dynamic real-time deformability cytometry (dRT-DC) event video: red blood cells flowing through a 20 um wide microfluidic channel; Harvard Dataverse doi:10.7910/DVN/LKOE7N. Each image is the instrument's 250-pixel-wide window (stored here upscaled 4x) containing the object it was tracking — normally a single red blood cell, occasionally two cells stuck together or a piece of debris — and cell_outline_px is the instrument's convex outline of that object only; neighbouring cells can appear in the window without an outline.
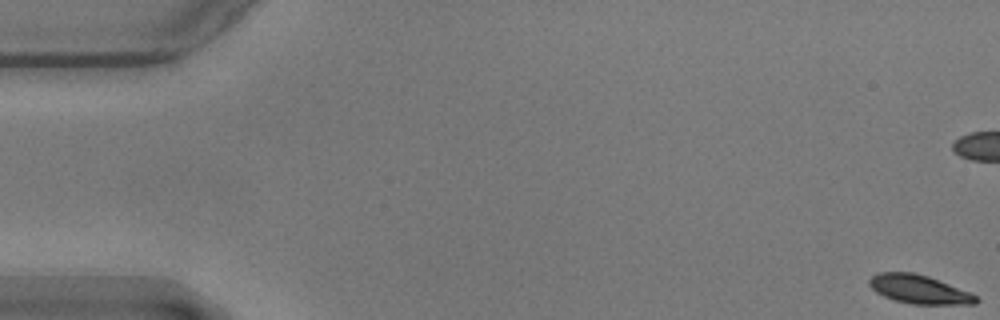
{"species": "common noctule bat (a hibernating species)", "species_latin": "Nyctalus noctula", "temperature_condition": "warm", "stored_images_in_passage": 58, "camera_frame_rate_fps": 3000, "um_per_image_px": 0.085, "animal": {"sex": "male", "body_mass_g": 17.9}, "frame": {"image": 1, "passage_image": 1, "time_ms": 0.0, "image_size_px": [1000, 320], "cell_outline_px": [[980, 300], [976, 304], [912, 304], [896, 300], [884, 296], [876, 292], [868, 284], [868, 280], [872, 276], [880, 272], [912, 272], [928, 276], [968, 292], [976, 296]], "centroid_in_image_um": [78.1, 24.59], "position_along_channel_um": 6.9, "area_um2": 17.57}}
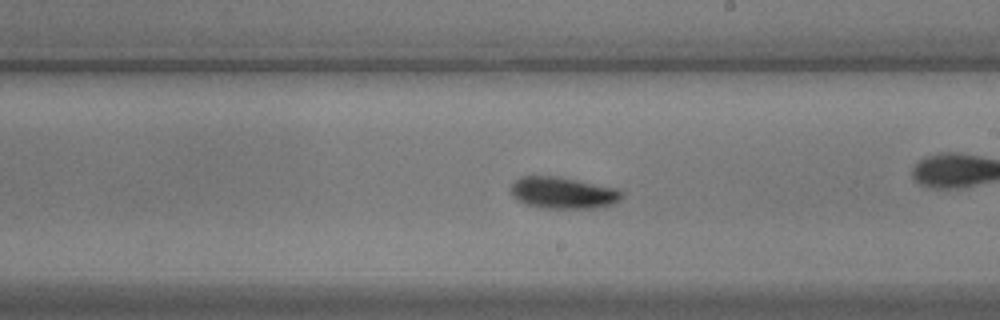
{"frame": {"image": 2, "passage_image": 33, "time_ms": 10.667, "image_size_px": [1000, 320], "cell_outline_px": [[624, 192], [620, 200], [604, 208], [540, 208], [524, 204], [516, 200], [512, 196], [512, 184], [520, 176], [560, 176], [616, 188]], "centroid_in_image_um": [47.87, 16.4], "position_along_channel_um": 241.1, "area_um2": 20.75}}
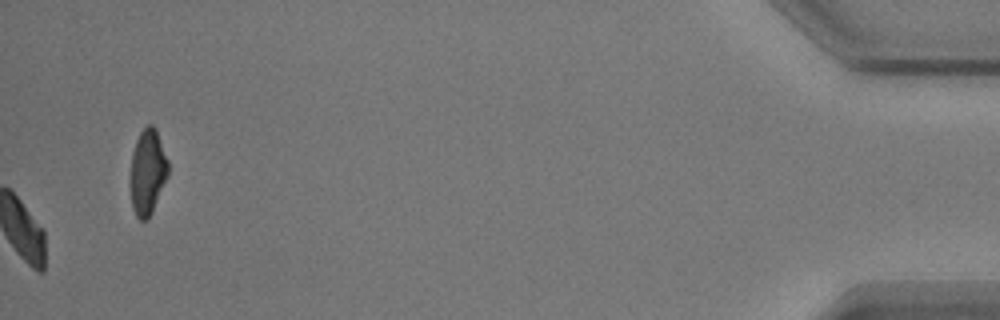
{"frame": {"image": 3, "passage_image": 58, "time_ms": 19.0, "image_size_px": [1000, 320], "cell_outline_px": [[168, 176], [152, 212], [148, 220], [140, 220], [136, 216], [132, 208], [132, 152], [136, 140], [140, 132], [148, 124], [152, 124], [156, 128], [168, 160]], "centroid_in_image_um": [12.57, 14.6], "position_along_channel_um": 422.6, "area_um2": 18.55}, "authors_computed_cell_mechanics": {"area_um2": 19.2763, "velocity_mm_per_s": 3.5409, "shape_relaxation_time_tau1_ms": 2.6358, "shape_relaxation_time_tau2_ms": null, "deformation_change_tau1": 0.1013, "deformation_change_tau2": null}}